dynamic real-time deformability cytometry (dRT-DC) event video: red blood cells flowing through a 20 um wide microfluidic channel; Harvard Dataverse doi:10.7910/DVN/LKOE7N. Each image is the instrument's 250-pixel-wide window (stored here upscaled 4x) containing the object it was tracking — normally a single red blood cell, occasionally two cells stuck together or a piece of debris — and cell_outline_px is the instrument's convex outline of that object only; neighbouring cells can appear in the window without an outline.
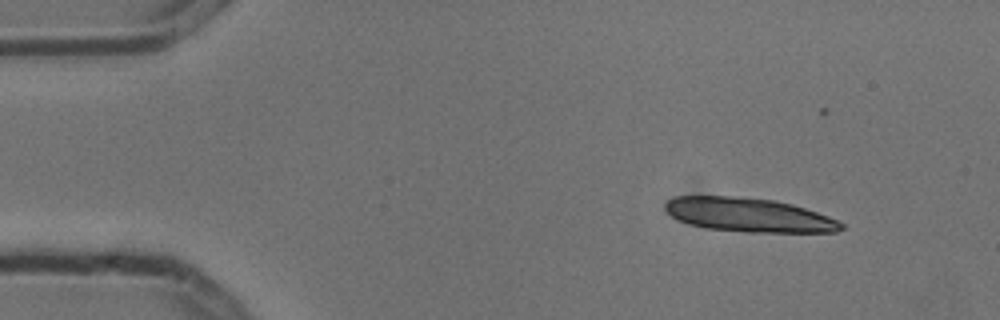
{"species": "common noctule bat (a hibernating species)", "species_latin": "Nyctalus noctula", "temperature_condition": "cold", "stored_images_in_passage": 6, "camera_frame_rate_fps": 3000, "um_per_image_px": 0.085, "animal": {"sex": "male", "body_mass_g": 13.3}, "frame": {"image": 1, "passage_image": 2, "time_ms": 0.333, "image_size_px": [1000, 320], "cell_outline_px": [[844, 228], [836, 232], [744, 232], [708, 228], [688, 224], [672, 216], [664, 208], [664, 204], [668, 200], [676, 196], [736, 196], [776, 200], [792, 204], [828, 216], [844, 224]], "centroid_in_image_um": [63.64, 18.26], "position_along_channel_um": 21.4, "area_um2": 34.8}}